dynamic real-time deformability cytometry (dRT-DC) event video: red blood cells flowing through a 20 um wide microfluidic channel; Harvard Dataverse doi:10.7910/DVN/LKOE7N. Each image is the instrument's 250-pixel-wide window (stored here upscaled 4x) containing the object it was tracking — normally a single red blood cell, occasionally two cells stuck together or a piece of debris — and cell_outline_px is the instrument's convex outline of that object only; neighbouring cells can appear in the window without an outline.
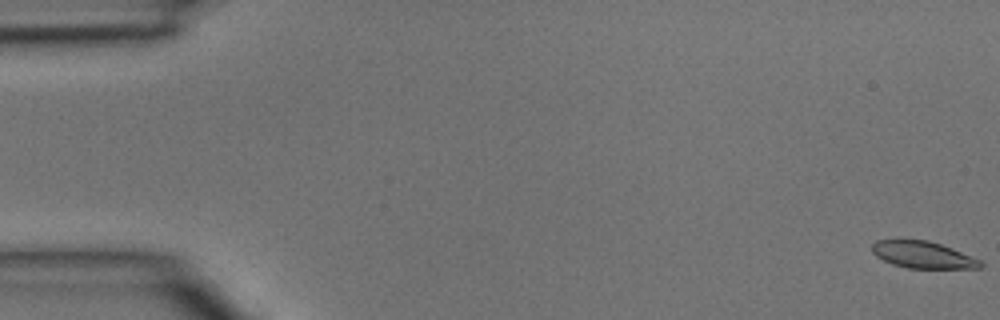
{"species": "common noctule bat (a hibernating species)", "species_latin": "Nyctalus noctula", "temperature_condition": "room temperature", "stored_images_in_passage": 2, "segment_of_instrument_passage": [2, 2], "camera_frame_rate_fps": 3000, "um_per_image_px": 0.085, "animal": {"sex": "male", "body_mass_g": 15.6}, "frame": {"image": 1, "passage_image": 2, "time_ms": 0.333, "image_size_px": [1000, 320], "cell_outline_px": [[984, 264], [980, 268], [908, 268], [892, 264], [876, 256], [872, 252], [872, 244], [876, 240], [928, 240], [952, 248], [980, 260]], "centroid_in_image_um": [78.44, 21.66], "position_along_channel_um": 6.6, "area_um2": 16.82}}